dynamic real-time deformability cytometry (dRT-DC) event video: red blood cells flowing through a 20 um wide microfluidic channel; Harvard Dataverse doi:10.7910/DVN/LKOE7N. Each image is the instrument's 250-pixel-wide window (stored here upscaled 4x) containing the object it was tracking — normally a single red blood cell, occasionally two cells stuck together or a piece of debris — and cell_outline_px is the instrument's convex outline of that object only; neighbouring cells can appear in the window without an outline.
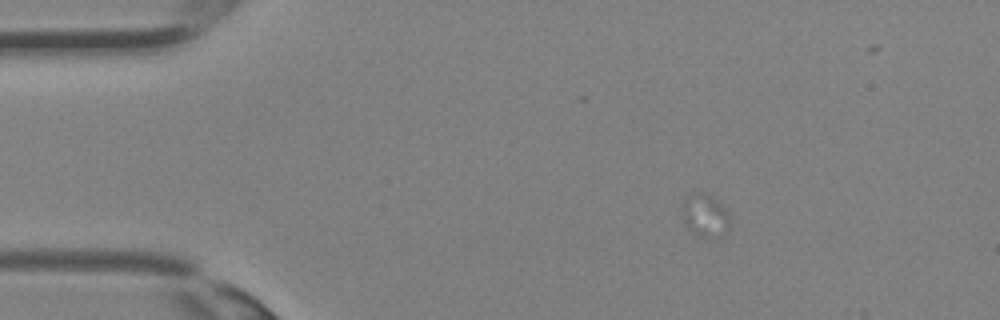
{"species": "Egyptian fruit bat (a non-hibernating species)", "species_latin": "Rousettus aegyptiacus", "temperature_condition": "room temperature", "stored_images_in_passage": 9, "camera_frame_rate_fps": 3000, "um_per_image_px": 0.085, "animal": {"sex": "female"}, "frame": {"image": 1, "passage_image": 3, "time_ms": 0.667, "image_size_px": [1000, 320], "cell_outline_px": [[728, 232], [720, 236], [704, 236], [688, 228], [680, 212], [684, 200], [692, 192], [704, 192], [712, 196], [724, 208], [728, 216]], "centroid_in_image_um": [59.9, 18.26], "position_along_channel_um": 25.1, "area_um2": 11.56}}